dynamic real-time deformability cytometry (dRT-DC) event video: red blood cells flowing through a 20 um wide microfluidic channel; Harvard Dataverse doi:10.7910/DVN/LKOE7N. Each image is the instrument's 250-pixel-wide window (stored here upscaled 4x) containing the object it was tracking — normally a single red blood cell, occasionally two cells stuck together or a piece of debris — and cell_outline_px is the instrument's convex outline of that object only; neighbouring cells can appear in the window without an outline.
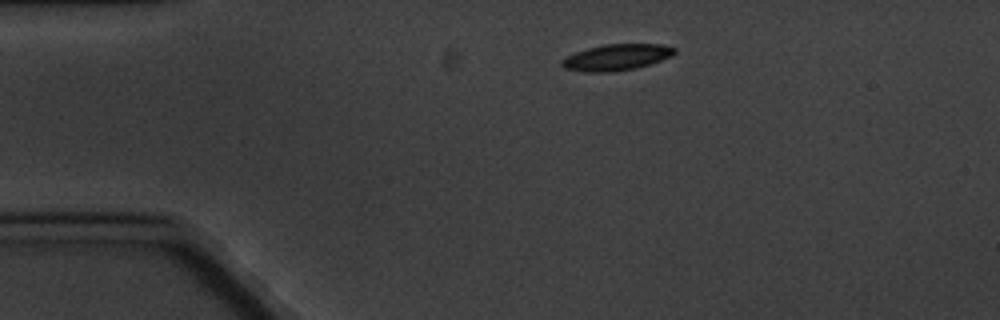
{"species": "common noctule bat (a hibernating species)", "species_latin": "Nyctalus noctula", "temperature_condition": "cold", "stored_images_in_passage": 2, "camera_frame_rate_fps": 3000, "um_per_image_px": 0.085, "animal": {"sex": "male", "body_mass_g": 20.1, "forearm_length_mm": 53.5}, "frame": {"image": 1, "passage_image": 1, "time_ms": 0.0, "image_size_px": [1000, 320], "cell_outline_px": [[676, 52], [672, 56], [636, 68], [608, 72], [588, 72], [564, 68], [560, 64], [560, 60], [576, 52], [588, 48], [604, 44], [664, 44], [676, 48]], "centroid_in_image_um": [52.41, 4.86], "position_along_channel_um": 32.6, "area_um2": 17.11}}